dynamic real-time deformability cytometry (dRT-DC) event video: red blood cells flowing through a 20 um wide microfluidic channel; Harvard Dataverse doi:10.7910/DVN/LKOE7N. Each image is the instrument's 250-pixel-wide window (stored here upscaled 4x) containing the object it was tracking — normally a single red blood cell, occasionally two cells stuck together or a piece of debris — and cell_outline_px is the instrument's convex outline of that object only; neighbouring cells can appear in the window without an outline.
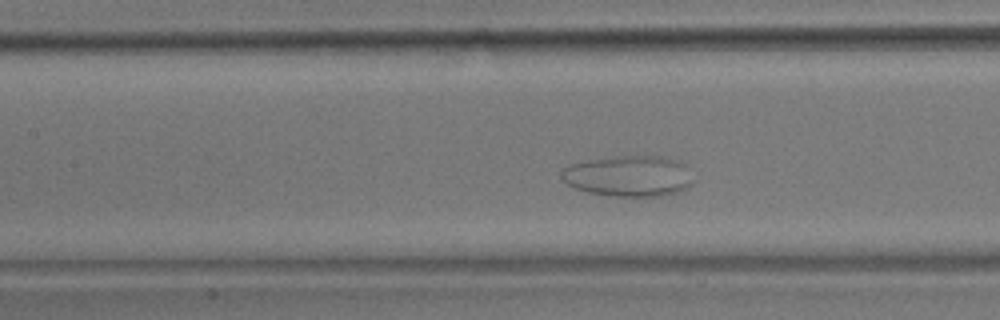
{"species": "common noctule bat (a hibernating species)", "species_latin": "Nyctalus noctula", "temperature_condition": "room temperature", "stored_images_in_passage": 46, "camera_frame_rate_fps": 3000, "um_per_image_px": 0.085, "animal": {"sex": "male", "body_mass_g": 17.9}, "frame": {"image": 1, "passage_image": 13, "time_ms": 4.0, "image_size_px": [1000, 320], "cell_outline_px": [[696, 180], [688, 188], [676, 192], [660, 196], [612, 196], [588, 192], [576, 188], [568, 184], [560, 176], [560, 172], [568, 164], [588, 160], [616, 156], [664, 156], [680, 160], [684, 164]], "centroid_in_image_um": [53.48, 14.95], "position_along_channel_um": 153.9, "area_um2": 31.73}}
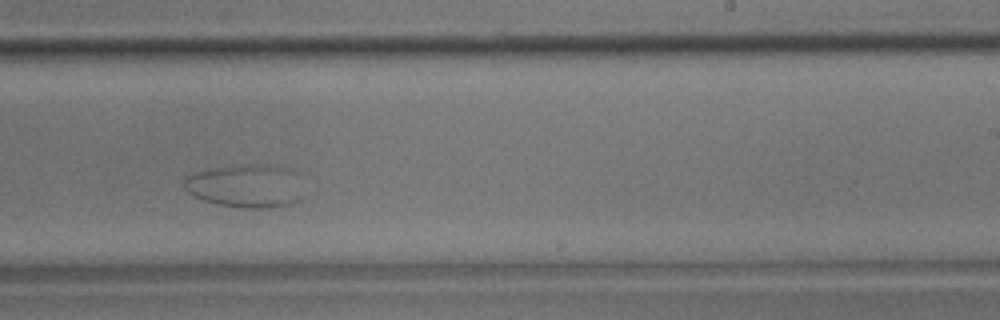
{"frame": {"image": 2, "passage_image": 23, "time_ms": 7.333, "image_size_px": [1000, 320], "cell_outline_px": [[300, 172], [296, 200], [288, 204], [260, 208], [244, 208], [216, 204], [204, 200], [188, 192], [180, 184], [184, 176], [196, 172], [216, 168], [240, 164], [260, 164], [292, 168]], "centroid_in_image_um": [20.81, 15.77], "position_along_channel_um": 268.2, "area_um2": 29.94}}
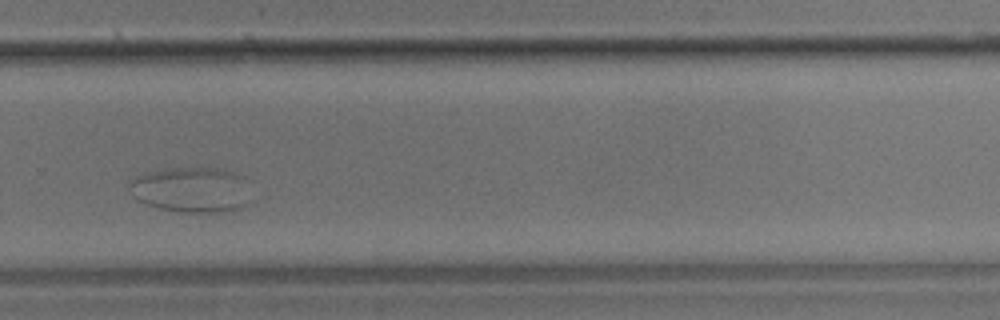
{"frame": {"image": 3, "passage_image": 27, "time_ms": 8.667, "image_size_px": [1000, 320], "cell_outline_px": [[252, 204], [240, 208], [224, 212], [184, 212], [160, 208], [136, 200], [128, 184], [128, 180], [132, 176], [144, 172], [172, 168], [220, 168], [240, 172], [244, 176], [252, 200]], "centroid_in_image_um": [16.32, 16.11], "position_along_channel_um": 313.5, "area_um2": 32.95}}